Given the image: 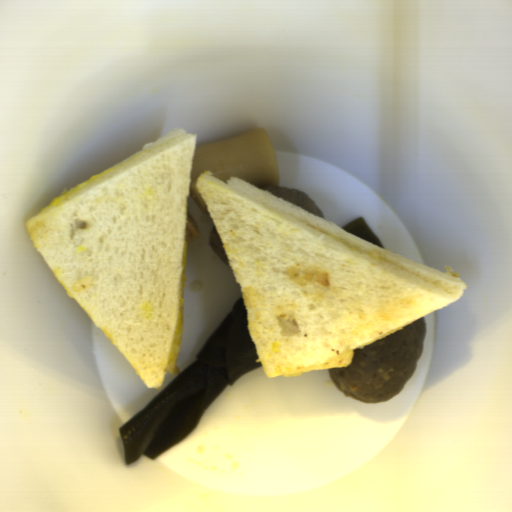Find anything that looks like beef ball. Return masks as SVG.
<instances>
[{"label":"beef ball","mask_w":512,"mask_h":512,"mask_svg":"<svg viewBox=\"0 0 512 512\" xmlns=\"http://www.w3.org/2000/svg\"><path fill=\"white\" fill-rule=\"evenodd\" d=\"M421 317L377 340L353 350V361L345 367L328 368L338 389L359 402L392 400L416 372L426 338Z\"/></svg>","instance_id":"obj_1"},{"label":"beef ball","mask_w":512,"mask_h":512,"mask_svg":"<svg viewBox=\"0 0 512 512\" xmlns=\"http://www.w3.org/2000/svg\"><path fill=\"white\" fill-rule=\"evenodd\" d=\"M262 190L327 222L324 214L318 206L304 192L278 184L273 186H264Z\"/></svg>","instance_id":"obj_2"},{"label":"beef ball","mask_w":512,"mask_h":512,"mask_svg":"<svg viewBox=\"0 0 512 512\" xmlns=\"http://www.w3.org/2000/svg\"><path fill=\"white\" fill-rule=\"evenodd\" d=\"M210 246L216 256H218L225 263H229L214 223L210 235Z\"/></svg>","instance_id":"obj_3"}]
</instances>
